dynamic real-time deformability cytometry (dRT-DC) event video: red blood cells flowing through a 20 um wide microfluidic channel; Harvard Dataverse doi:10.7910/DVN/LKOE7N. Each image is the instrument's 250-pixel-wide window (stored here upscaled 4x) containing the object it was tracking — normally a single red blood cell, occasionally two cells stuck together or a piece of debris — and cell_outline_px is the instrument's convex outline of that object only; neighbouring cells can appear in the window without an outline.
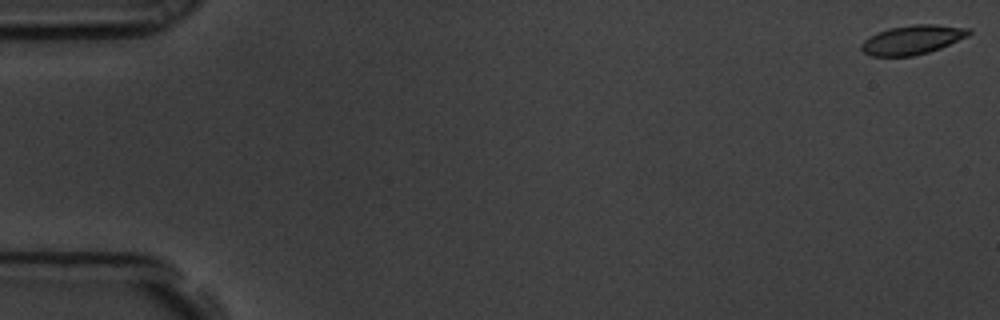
{"species": "common noctule bat (a hibernating species)", "species_latin": "Nyctalus noctula", "temperature_condition": "room temperature", "stored_images_in_passage": 58, "camera_frame_rate_fps": 3000, "um_per_image_px": 0.085, "animal": {"sex": "male", "body_mass_g": 19.5, "forearm_length_mm": 54.6}, "frame": {"image": 1, "passage_image": 1, "time_ms": 0.0, "image_size_px": [1000, 320], "cell_outline_px": [[972, 32], [968, 36], [940, 48], [928, 52], [912, 56], [872, 56], [864, 52], [860, 48], [860, 44], [864, 40], [876, 32], [888, 28], [912, 24], [936, 24], [972, 28]], "centroid_in_image_um": [77.56, 3.36], "position_along_channel_um": 7.4, "area_um2": 18.44}}
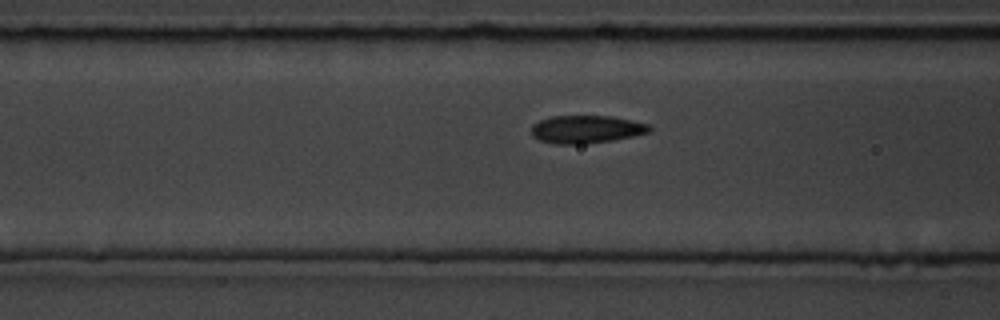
{"frame": {"image": 2, "passage_image": 23, "time_ms": 7.333, "image_size_px": [1000, 320], "cell_outline_px": [[652, 128], [648, 132], [632, 136], [612, 140], [584, 144], [556, 144], [540, 140], [532, 136], [532, 124], [540, 120], [552, 116], [612, 116], [632, 120], [648, 124]], "centroid_in_image_um": [49.82, 10.98], "position_along_channel_um": 116.8, "area_um2": 19.07}}
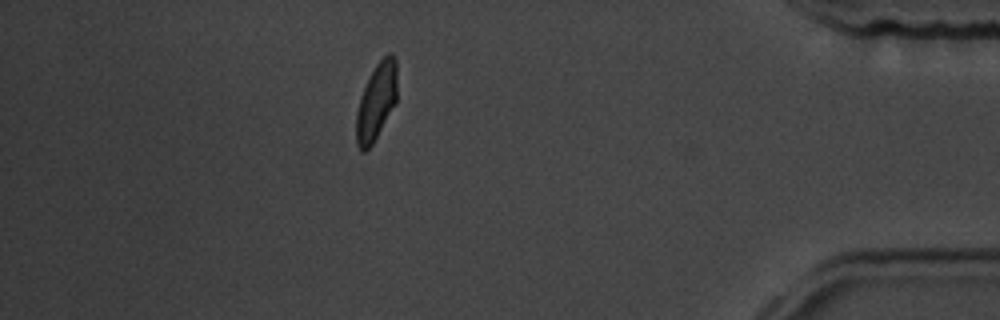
{"frame": {"image": 3, "passage_image": 51, "time_ms": 16.667, "image_size_px": [1000, 320], "cell_outline_px": [[396, 104], [372, 144], [364, 152], [360, 152], [356, 144], [356, 112], [360, 96], [376, 64], [388, 52], [392, 52], [396, 60]], "centroid_in_image_um": [31.98, 8.66], "position_along_channel_um": 403.2, "area_um2": 18.32}, "authors_computed_cell_mechanics": {"area_um2": 18.9006, "velocity_mm_per_s": 3.5363, "shape_relaxation_time_tau1_ms": 4.4698, "shape_relaxation_time_tau2_ms": 1.0493, "deformation_change_tau1": 0.1306, "deformation_change_tau2": 0.0569}}